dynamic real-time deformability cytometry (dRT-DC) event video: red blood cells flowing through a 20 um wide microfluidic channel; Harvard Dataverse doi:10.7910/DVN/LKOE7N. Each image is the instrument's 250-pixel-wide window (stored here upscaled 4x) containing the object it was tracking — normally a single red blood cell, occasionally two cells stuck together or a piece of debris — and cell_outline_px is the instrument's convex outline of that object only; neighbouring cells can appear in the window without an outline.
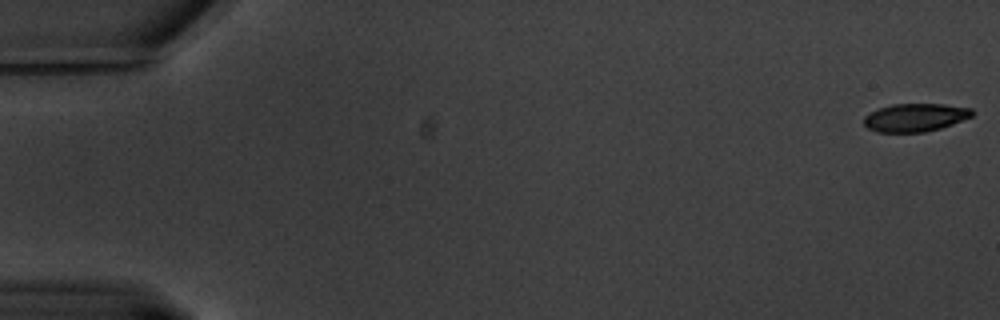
{"species": "common noctule bat (a hibernating species)", "species_latin": "Nyctalus noctula", "temperature_condition": "warm", "stored_images_in_passage": 25, "camera_frame_rate_fps": 3000, "um_per_image_px": 0.085, "animal": {"sex": "male", "body_mass_g": 20.1, "forearm_length_mm": 53.5}, "frame": {"image": 1, "passage_image": 1, "time_ms": 0.0, "image_size_px": [1000, 320], "cell_outline_px": [[972, 116], [952, 124], [940, 128], [924, 132], [876, 132], [868, 128], [864, 124], [864, 116], [880, 108], [892, 104], [944, 104], [972, 108]], "centroid_in_image_um": [77.78, 9.99], "position_along_channel_um": 7.2, "area_um2": 17.57}}
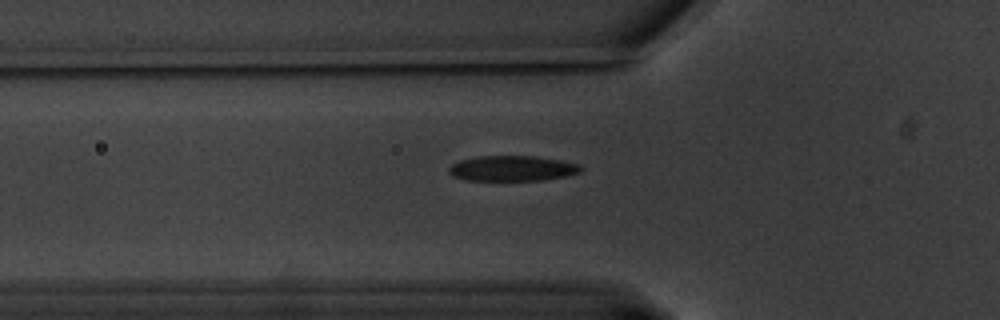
{"frame": {"image": 2, "passage_image": 22, "time_ms": 7.0, "image_size_px": [1000, 320], "cell_outline_px": [[584, 168], [580, 172], [564, 176], [544, 180], [464, 180], [452, 176], [448, 172], [448, 168], [452, 164], [460, 160], [476, 156], [536, 156], [560, 160], [580, 164]], "centroid_in_image_um": [43.53, 14.31], "position_along_channel_um": 82.3, "area_um2": 19.59}}
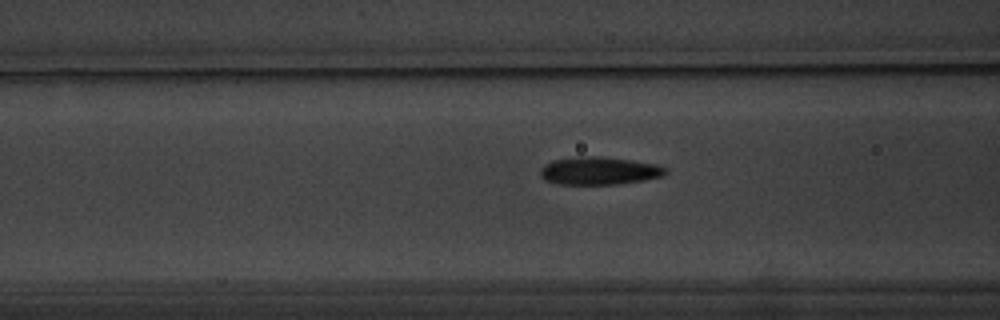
{"frame": {"image": 3, "passage_image": 25, "time_ms": 8.0, "image_size_px": [1000, 320], "cell_outline_px": [[668, 172], [660, 176], [644, 180], [616, 184], [556, 184], [544, 180], [540, 176], [540, 168], [544, 164], [552, 160], [580, 156], [604, 156], [632, 160], [656, 164], [668, 168]], "centroid_in_image_um": [50.9, 14.51], "position_along_channel_um": 115.7, "area_um2": 20.52}}